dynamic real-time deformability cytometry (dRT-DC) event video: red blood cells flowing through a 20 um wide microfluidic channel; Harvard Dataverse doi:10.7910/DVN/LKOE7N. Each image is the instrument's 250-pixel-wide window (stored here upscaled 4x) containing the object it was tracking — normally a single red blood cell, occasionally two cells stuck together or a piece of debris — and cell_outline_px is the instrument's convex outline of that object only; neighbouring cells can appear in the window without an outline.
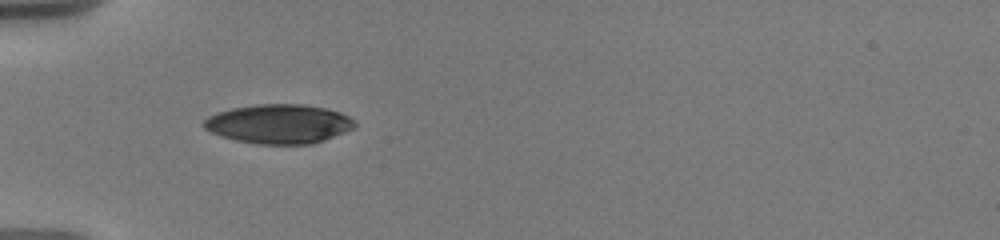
{"species": "human", "species_latin": "Homo sapiens", "temperature_condition": "warm", "stored_images_in_passage": 9, "camera_frame_rate_fps": 3000, "um_per_image_px": 0.085, "donor": {"sex": "male"}, "frame": {"image": 1, "passage_image": 1, "time_ms": 0.0, "image_size_px": [1000, 240], "cell_outline_px": [[356, 128], [324, 140], [312, 144], [256, 144], [236, 140], [220, 136], [204, 128], [204, 120], [208, 116], [216, 112], [232, 108], [256, 104], [304, 104], [328, 108], [340, 112], [348, 116], [356, 124]], "centroid_in_image_um": [23.72, 10.53], "position_along_channel_um": 61.3, "area_um2": 34.68}}
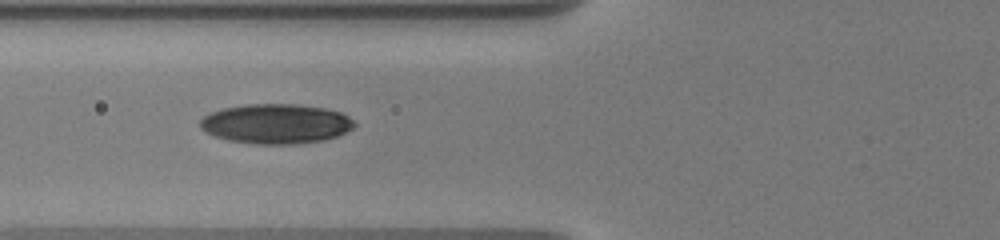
{"frame": {"image": 2, "passage_image": 8, "time_ms": 1.333, "image_size_px": [1000, 240], "cell_outline_px": [[356, 124], [352, 128], [336, 136], [324, 140], [296, 144], [256, 144], [228, 140], [216, 136], [200, 128], [200, 120], [204, 116], [212, 112], [224, 108], [248, 104], [300, 104], [324, 108], [340, 112], [348, 116]], "centroid_in_image_um": [23.46, 10.52], "position_along_channel_um": 102.3, "area_um2": 35.55}}